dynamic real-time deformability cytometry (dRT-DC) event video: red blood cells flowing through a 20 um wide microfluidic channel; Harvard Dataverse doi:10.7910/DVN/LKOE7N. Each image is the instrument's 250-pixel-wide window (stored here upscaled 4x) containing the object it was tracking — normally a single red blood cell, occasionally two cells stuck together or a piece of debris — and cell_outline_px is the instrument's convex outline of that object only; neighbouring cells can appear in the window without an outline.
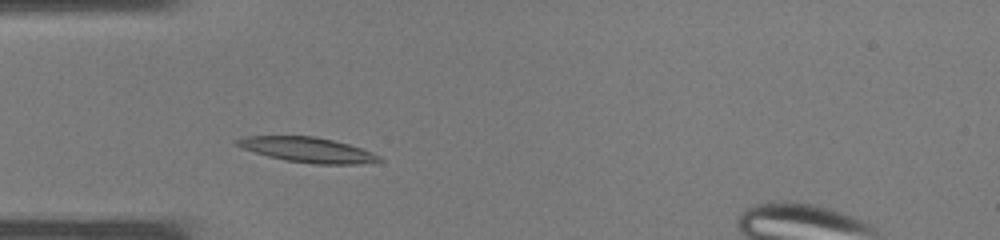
{"species": "common noctule bat (a hibernating species)", "species_latin": "Nyctalus noctula", "temperature_condition": "warm", "stored_images_in_passage": 34, "camera_frame_rate_fps": 3000, "um_per_image_px": 0.085, "animal": {"sex": "male", "body_mass_g": 19.0, "forearm_length_mm": 50.8}, "frame": {"image": 1, "passage_image": 6, "time_ms": 1.667, "image_size_px": [1000, 240], "cell_outline_px": [[384, 160], [356, 164], [316, 164], [284, 160], [268, 156], [232, 144], [232, 140], [244, 136], [312, 136], [332, 140], [348, 144], [372, 152], [380, 156]], "centroid_in_image_um": [26.09, 12.73], "position_along_channel_um": 58.9, "area_um2": 20.63}}
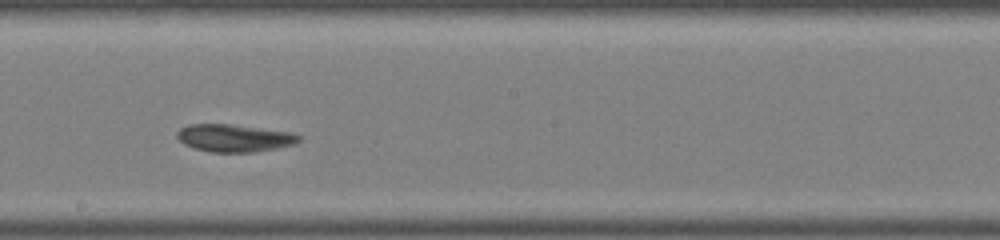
{"frame": {"image": 2, "passage_image": 16, "time_ms": 5.0, "image_size_px": [1000, 240], "cell_outline_px": [[300, 140], [292, 144], [276, 148], [252, 152], [212, 152], [196, 148], [184, 144], [176, 136], [176, 132], [180, 128], [188, 124], [228, 124], [292, 132], [300, 136]], "centroid_in_image_um": [19.88, 11.72], "position_along_channel_um": 228.3, "area_um2": 19.31}}
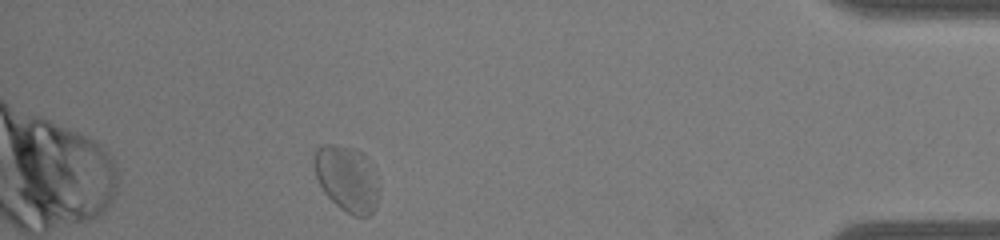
{"frame": {"image": 3, "passage_image": 29, "time_ms": 9.333, "image_size_px": [1000, 240], "cell_outline_px": [[380, 184], [376, 208], [368, 216], [352, 216], [340, 208], [324, 192], [316, 176], [312, 164], [312, 156], [316, 148], [324, 144], [336, 144], [352, 148], [364, 152], [372, 160], [376, 168]], "centroid_in_image_um": [29.53, 15.14], "position_along_channel_um": 405.7, "area_um2": 25.89}}